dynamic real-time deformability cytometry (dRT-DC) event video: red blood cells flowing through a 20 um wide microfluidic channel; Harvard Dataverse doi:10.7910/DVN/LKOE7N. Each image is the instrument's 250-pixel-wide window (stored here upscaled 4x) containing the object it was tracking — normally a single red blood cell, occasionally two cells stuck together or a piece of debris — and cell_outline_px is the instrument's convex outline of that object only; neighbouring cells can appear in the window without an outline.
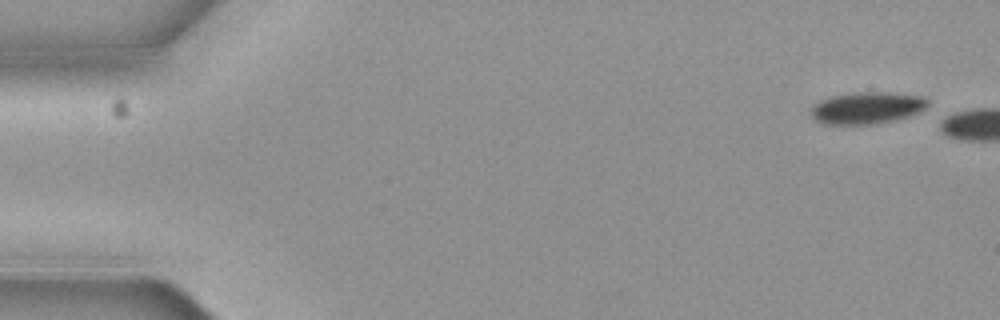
{"species": "common noctule bat (a hibernating species)", "species_latin": "Nyctalus noctula", "temperature_condition": "cold", "stored_images_in_passage": 3, "camera_frame_rate_fps": 3000, "um_per_image_px": 0.085, "animal": {"sex": "female", "body_mass_g": 19.3, "forearm_length_mm": 54.1}, "frame": {"image": 1, "passage_image": 1, "time_ms": 0.0, "image_size_px": [1000, 320], "cell_outline_px": [[928, 104], [924, 108], [908, 116], [892, 120], [872, 124], [824, 124], [816, 120], [812, 116], [812, 108], [820, 100], [832, 96], [852, 92], [888, 92], [924, 96], [928, 100]], "centroid_in_image_um": [73.69, 9.15], "position_along_channel_um": 11.3, "area_um2": 21.44}}